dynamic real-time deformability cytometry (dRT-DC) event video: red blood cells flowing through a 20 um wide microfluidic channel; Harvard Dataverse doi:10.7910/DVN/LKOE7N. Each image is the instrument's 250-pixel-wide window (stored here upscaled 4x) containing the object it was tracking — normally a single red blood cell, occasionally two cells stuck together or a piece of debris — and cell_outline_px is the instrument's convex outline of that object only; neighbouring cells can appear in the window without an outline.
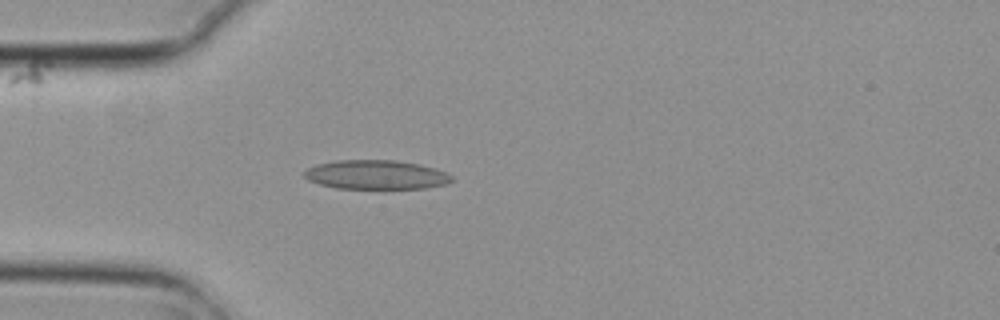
{"species": "common noctule bat (a hibernating species)", "species_latin": "Nyctalus noctula", "temperature_condition": "cold", "stored_images_in_passage": 4, "camera_frame_rate_fps": 3000, "um_per_image_px": 0.085, "animal": {"sex": "female", "body_mass_g": 29.2, "forearm_length_mm": 56.3}, "frame": {"image": 1, "passage_image": 4, "time_ms": 1.0, "image_size_px": [1000, 320], "cell_outline_px": [[452, 180], [444, 184], [424, 188], [336, 188], [320, 184], [308, 180], [304, 176], [304, 172], [308, 168], [316, 164], [336, 160], [396, 160], [420, 164], [436, 168], [452, 176]], "centroid_in_image_um": [31.94, 14.84], "position_along_channel_um": 53.1, "area_um2": 24.91}}